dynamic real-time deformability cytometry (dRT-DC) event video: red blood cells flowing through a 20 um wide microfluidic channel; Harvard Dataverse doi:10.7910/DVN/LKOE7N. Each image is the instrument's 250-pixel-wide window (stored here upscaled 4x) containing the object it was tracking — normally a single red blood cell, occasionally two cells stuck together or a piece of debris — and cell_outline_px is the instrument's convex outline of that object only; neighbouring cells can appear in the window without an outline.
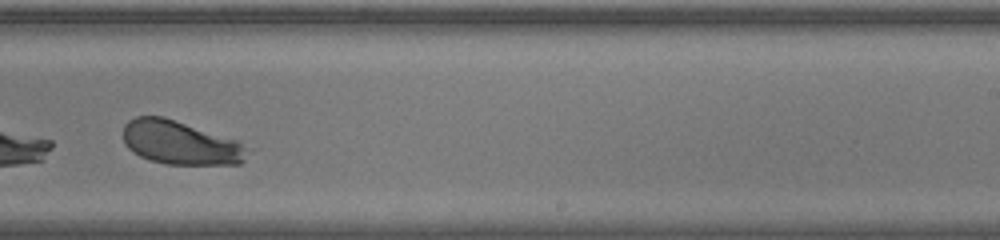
{"species": "human", "species_latin": "Homo sapiens", "temperature_condition": "warm", "stored_images_in_passage": 31, "camera_frame_rate_fps": 3000, "um_per_image_px": 0.085, "donor": {"sex": "female"}, "frame": {"image": 1, "passage_image": 22, "time_ms": 7.0, "image_size_px": [1000, 240], "cell_outline_px": [[256, 148], [240, 164], [164, 164], [140, 156], [132, 152], [124, 144], [124, 124], [128, 120], [136, 116], [164, 116], [236, 140]], "centroid_in_image_um": [15.39, 12.13], "position_along_channel_um": 273.6, "area_um2": 32.08}, "authors_computed_cell_mechanics": {"area_um2": 32.8882, "velocity_mm_per_s": 4.3379, "shape_relaxation_time_tau1_ms": 0.6234, "shape_relaxation_time_tau2_ms": null, "deformation_change_tau1": 0.2922, "deformation_change_tau2": null}}